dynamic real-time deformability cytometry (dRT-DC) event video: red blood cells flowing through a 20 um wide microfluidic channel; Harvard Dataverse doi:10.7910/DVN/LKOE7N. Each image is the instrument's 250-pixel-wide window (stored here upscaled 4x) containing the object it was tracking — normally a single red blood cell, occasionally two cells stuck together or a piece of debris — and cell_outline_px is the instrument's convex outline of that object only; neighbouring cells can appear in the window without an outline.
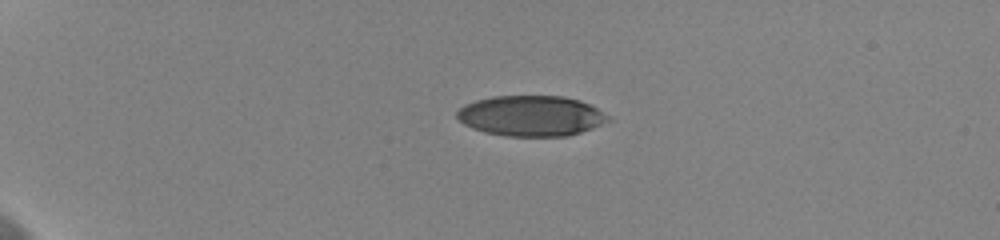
{"species": "human", "species_latin": "Homo sapiens", "temperature_condition": "cold", "stored_images_in_passage": 44, "camera_frame_rate_fps": 3000, "um_per_image_px": 0.085, "donor": {"sex": "female"}, "frame": {"image": 1, "passage_image": 1, "time_ms": 0.0, "image_size_px": [1000, 240], "cell_outline_px": [[612, 120], [592, 128], [568, 136], [504, 136], [484, 132], [472, 128], [464, 124], [456, 116], [456, 112], [464, 104], [476, 100], [492, 96], [564, 96], [580, 100], [596, 108], [608, 116]], "centroid_in_image_um": [45.12, 9.85], "position_along_channel_um": 39.9, "area_um2": 35.72}}
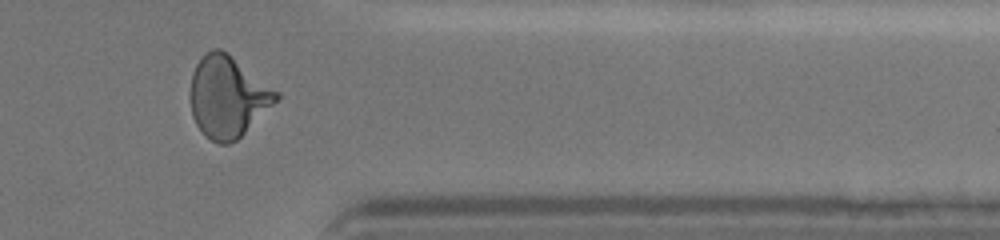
{"frame": {"image": 2, "passage_image": 36, "time_ms": 11.667, "image_size_px": [1000, 240], "cell_outline_px": [[280, 96], [236, 140], [228, 144], [220, 144], [212, 140], [196, 124], [192, 116], [192, 72], [196, 64], [212, 48], [220, 48], [228, 52], [280, 92]], "centroid_in_image_um": [19.37, 8.18], "position_along_channel_um": 392.0, "area_um2": 39.82}}
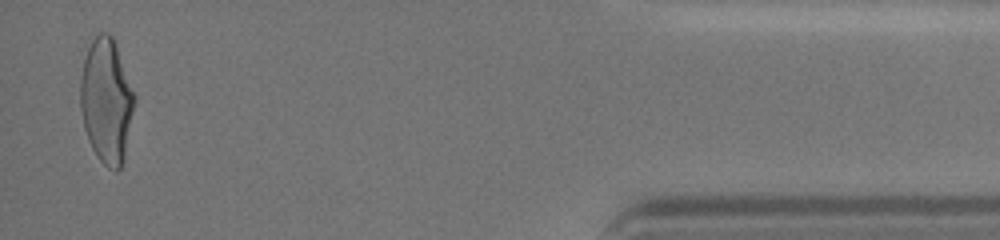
{"frame": {"image": 3, "passage_image": 43, "time_ms": 14.0, "image_size_px": [1000, 240], "cell_outline_px": [[136, 100], [124, 156], [120, 168], [116, 172], [108, 168], [96, 156], [88, 140], [84, 128], [80, 108], [80, 80], [88, 36], [100, 32], [108, 32], [112, 36], [136, 96]], "centroid_in_image_um": [9.02, 8.51], "position_along_channel_um": 426.2, "area_um2": 39.82}, "authors_computed_cell_mechanics": {"area_um2": 39.015, "velocity_mm_per_s": 3.6389, "shape_relaxation_time_tau1_ms": 5.1843, "shape_relaxation_time_tau2_ms": 1.1054, "deformation_change_tau1": 0.1812, "deformation_change_tau2": 0.077}}